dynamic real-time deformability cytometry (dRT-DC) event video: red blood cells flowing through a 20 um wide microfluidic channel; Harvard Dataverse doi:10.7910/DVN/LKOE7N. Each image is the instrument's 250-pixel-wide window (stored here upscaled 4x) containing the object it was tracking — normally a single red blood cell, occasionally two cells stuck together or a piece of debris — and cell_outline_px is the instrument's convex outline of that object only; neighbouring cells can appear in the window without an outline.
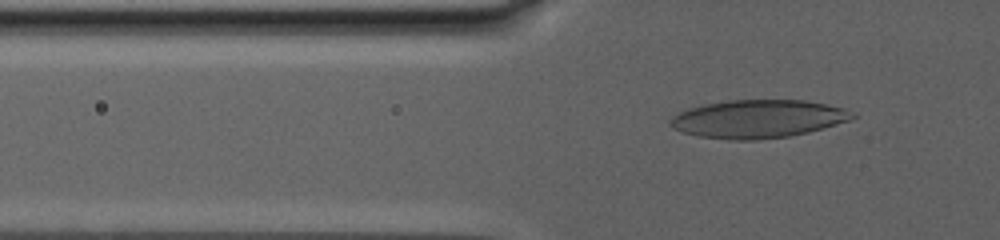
{"species": "human", "species_latin": "Homo sapiens", "temperature_condition": "warm", "stored_images_in_passage": 59, "camera_frame_rate_fps": 3000, "um_per_image_px": 0.085, "donor": {"sex": "male"}, "frame": {"image": 1, "passage_image": 7, "time_ms": 1.667, "image_size_px": [1000, 240], "cell_outline_px": [[856, 116], [852, 120], [808, 132], [788, 136], [756, 140], [736, 140], [696, 136], [672, 128], [668, 120], [672, 116], [688, 108], [704, 104], [728, 100], [804, 100], [844, 108], [856, 112]], "centroid_in_image_um": [64.43, 10.1], "position_along_channel_um": 61.4, "area_um2": 40.52}}
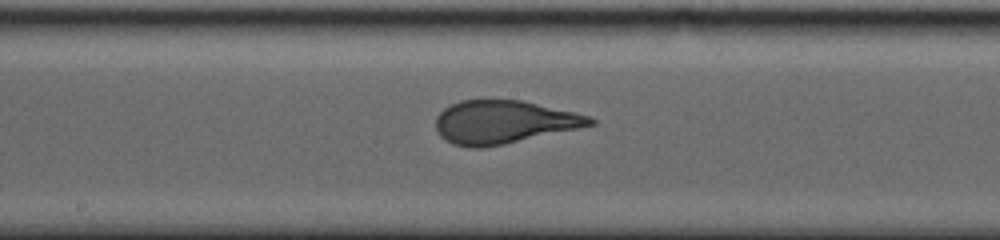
{"frame": {"image": 2, "passage_image": 27, "time_ms": 7.667, "image_size_px": [1000, 240], "cell_outline_px": [[596, 124], [580, 128], [504, 144], [480, 148], [468, 148], [452, 144], [444, 140], [436, 132], [436, 116], [444, 108], [460, 100], [520, 100], [576, 112], [592, 116], [596, 120]], "centroid_in_image_um": [42.81, 10.38], "position_along_channel_um": 205.4, "area_um2": 39.02}}
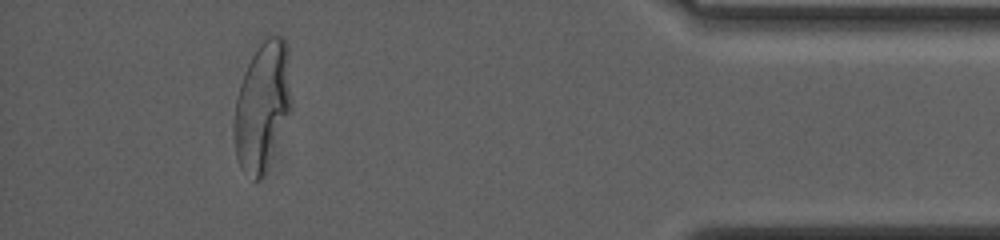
{"frame": {"image": 3, "passage_image": 52, "time_ms": 17.0, "image_size_px": [1000, 240], "cell_outline_px": [[288, 112], [264, 176], [260, 180], [256, 180], [240, 164], [236, 156], [236, 100], [240, 84], [244, 72], [256, 48], [268, 36], [284, 36], [288, 44]], "centroid_in_image_um": [22.29, 8.95], "position_along_channel_um": 412.9, "area_um2": 40.75}, "authors_computed_cell_mechanics": {"area_um2": 39.593, "velocity_mm_per_s": 2.6624, "shape_relaxation_time_tau1_ms": 8.5942, "shape_relaxation_time_tau2_ms": null, "deformation_change_tau1": 0.269, "deformation_change_tau2": null}}